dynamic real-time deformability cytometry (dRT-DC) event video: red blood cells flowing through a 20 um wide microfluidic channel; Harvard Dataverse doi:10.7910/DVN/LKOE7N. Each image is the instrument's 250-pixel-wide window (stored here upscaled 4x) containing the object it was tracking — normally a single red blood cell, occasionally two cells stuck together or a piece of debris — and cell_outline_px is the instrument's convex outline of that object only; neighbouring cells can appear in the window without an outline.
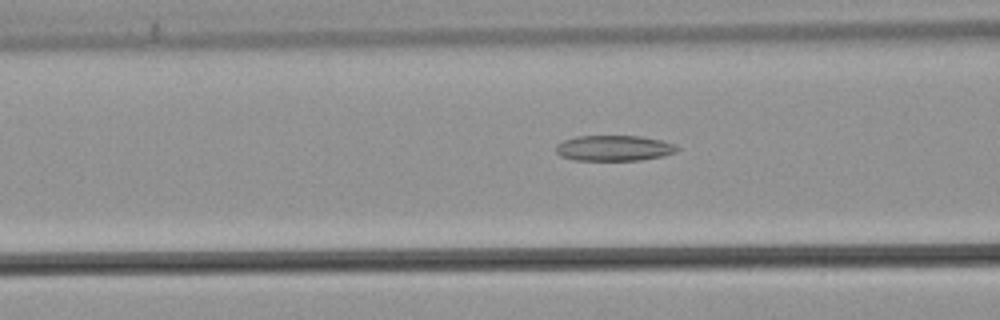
{"species": "common noctule bat (a hibernating species)", "species_latin": "Nyctalus noctula", "temperature_condition": "warm", "stored_images_in_passage": 54, "camera_frame_rate_fps": 3000, "um_per_image_px": 0.085, "animal": {"sex": "male", "body_mass_g": 21.5, "forearm_length_mm": 52.0}, "frame": {"image": 1, "passage_image": 22, "time_ms": 7.0, "image_size_px": [1000, 320], "cell_outline_px": [[680, 148], [676, 152], [664, 156], [640, 160], [572, 160], [560, 156], [556, 152], [556, 144], [564, 140], [576, 136], [640, 136], [660, 140], [672, 144]], "centroid_in_image_um": [52.16, 12.59], "position_along_channel_um": 114.4, "area_um2": 18.09}}
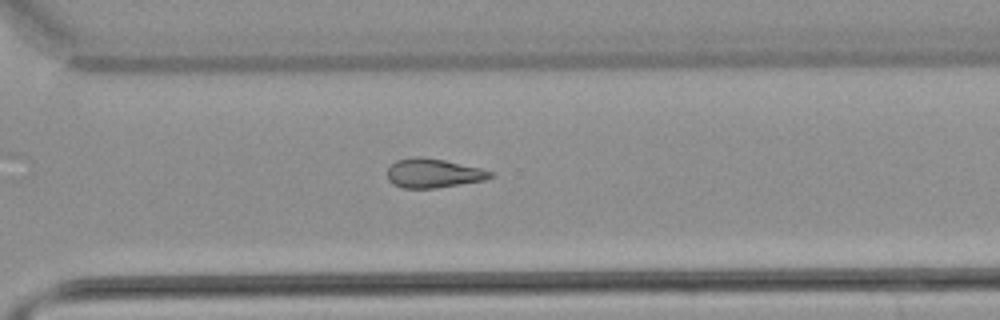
{"frame": {"image": 2, "passage_image": 39, "time_ms": 12.667, "image_size_px": [1000, 320], "cell_outline_px": [[492, 176], [484, 180], [436, 188], [404, 188], [392, 184], [388, 180], [388, 168], [396, 160], [412, 156], [420, 156], [444, 160], [480, 168], [492, 172]], "centroid_in_image_um": [36.79, 14.71], "position_along_channel_um": 333.8, "area_um2": 17.4}}
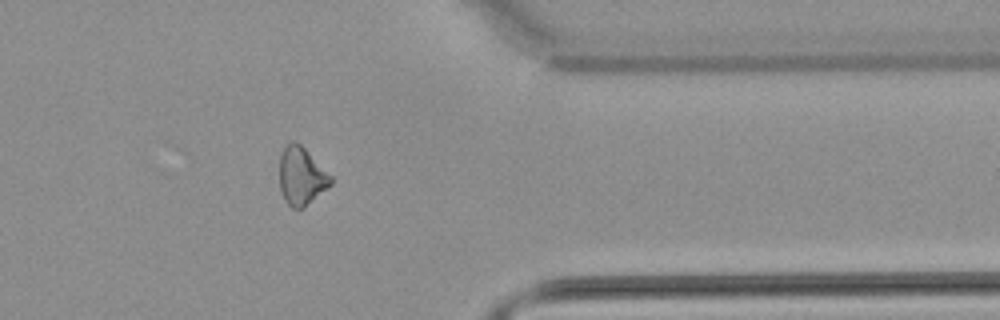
{"frame": {"image": 3, "passage_image": 44, "time_ms": 14.333, "image_size_px": [1000, 320], "cell_outline_px": [[332, 184], [300, 208], [292, 208], [284, 200], [280, 188], [280, 156], [284, 148], [292, 140], [296, 140], [332, 176]], "centroid_in_image_um": [25.6, 14.94], "position_along_channel_um": 385.8, "area_um2": 16.88}, "authors_computed_cell_mechanics": {"area_um2": 18.5249, "velocity_mm_per_s": 3.874, "shape_relaxation_time_tau1_ms": null, "shape_relaxation_time_tau2_ms": 9.7711, "deformation_change_tau1": null, "deformation_change_tau2": 0.2292}}